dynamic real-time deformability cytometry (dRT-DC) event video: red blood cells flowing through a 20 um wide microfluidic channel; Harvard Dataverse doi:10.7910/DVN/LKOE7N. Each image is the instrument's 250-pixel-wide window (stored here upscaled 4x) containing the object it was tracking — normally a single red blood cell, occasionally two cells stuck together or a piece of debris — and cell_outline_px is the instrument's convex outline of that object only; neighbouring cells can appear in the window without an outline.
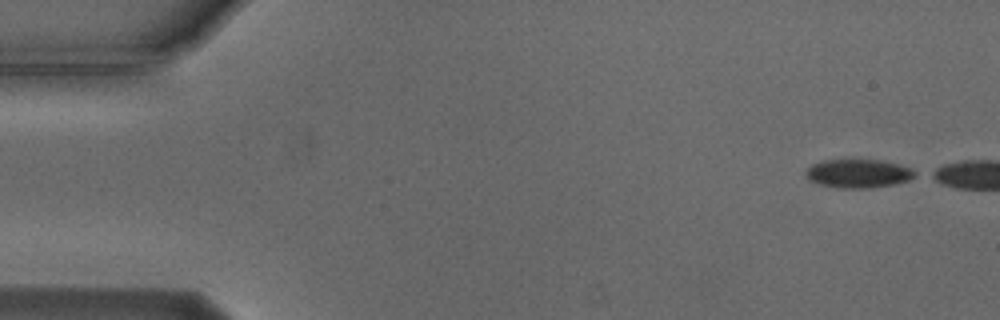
{"species": "Egyptian fruit bat (a non-hibernating species)", "species_latin": "Rousettus aegyptiacus", "temperature_condition": "cold", "stored_images_in_passage": 7, "camera_frame_rate_fps": 3000, "um_per_image_px": 0.085, "animal": {"sex": "male"}, "frame": {"image": 1, "passage_image": 1, "time_ms": 0.0, "image_size_px": [1000, 320], "cell_outline_px": [[920, 172], [916, 176], [908, 180], [892, 184], [872, 188], [836, 188], [820, 184], [812, 180], [804, 172], [812, 164], [824, 160], [880, 160], [912, 168]], "centroid_in_image_um": [73.0, 14.75], "position_along_channel_um": 12.0, "area_um2": 18.09}}